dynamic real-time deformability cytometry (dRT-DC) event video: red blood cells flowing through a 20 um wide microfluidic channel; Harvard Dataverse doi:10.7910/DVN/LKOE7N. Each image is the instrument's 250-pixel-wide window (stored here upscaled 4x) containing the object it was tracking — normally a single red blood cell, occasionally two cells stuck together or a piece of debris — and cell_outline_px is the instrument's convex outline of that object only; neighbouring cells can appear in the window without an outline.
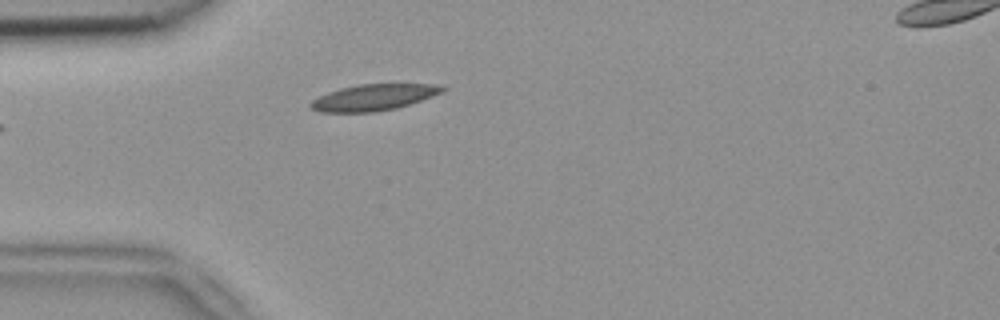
{"species": "common noctule bat (a hibernating species)", "species_latin": "Nyctalus noctula", "temperature_condition": "room temperature", "stored_images_in_passage": 5, "camera_frame_rate_fps": 3000, "um_per_image_px": 0.085, "animal": {"sex": "female", "body_mass_g": 18.4}, "frame": {"image": 1, "passage_image": 5, "time_ms": 1.333, "image_size_px": [1000, 320], "cell_outline_px": [[448, 88], [444, 92], [396, 108], [376, 112], [320, 112], [312, 108], [308, 104], [312, 100], [328, 92], [340, 88], [360, 84], [444, 84]], "centroid_in_image_um": [31.8, 8.27], "position_along_channel_um": 53.2, "area_um2": 20.17}}